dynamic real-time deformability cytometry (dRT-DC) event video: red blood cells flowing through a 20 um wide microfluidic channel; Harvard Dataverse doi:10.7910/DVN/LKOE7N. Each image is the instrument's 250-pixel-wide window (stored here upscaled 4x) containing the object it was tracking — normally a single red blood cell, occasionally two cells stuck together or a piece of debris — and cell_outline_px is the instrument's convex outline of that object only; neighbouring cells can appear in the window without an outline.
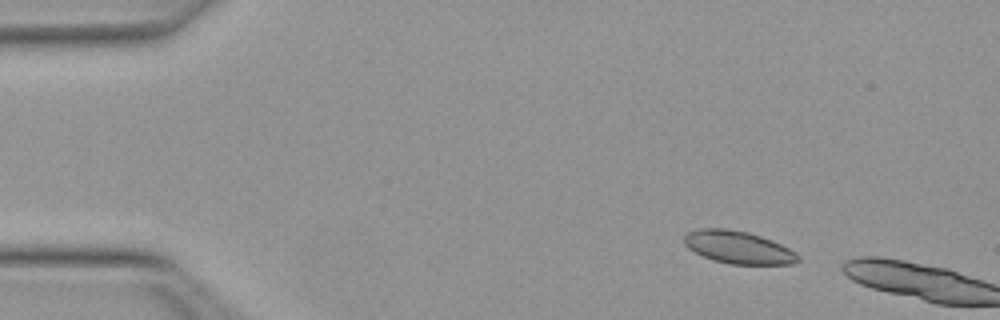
{"species": "Egyptian fruit bat (a non-hibernating species)", "species_latin": "Rousettus aegyptiacus", "temperature_condition": "warm", "stored_images_in_passage": 6, "camera_frame_rate_fps": 3000, "um_per_image_px": 0.085, "animal": {"sex": "female"}, "frame": {"image": 1, "passage_image": 4, "time_ms": 1.0, "image_size_px": [1000, 320], "cell_outline_px": [[800, 260], [792, 264], [732, 264], [712, 260], [688, 248], [684, 244], [684, 236], [688, 232], [700, 228], [724, 228], [748, 232], [772, 240], [796, 252], [800, 256]], "centroid_in_image_um": [62.76, 21.02], "position_along_channel_um": 22.2, "area_um2": 21.56}}